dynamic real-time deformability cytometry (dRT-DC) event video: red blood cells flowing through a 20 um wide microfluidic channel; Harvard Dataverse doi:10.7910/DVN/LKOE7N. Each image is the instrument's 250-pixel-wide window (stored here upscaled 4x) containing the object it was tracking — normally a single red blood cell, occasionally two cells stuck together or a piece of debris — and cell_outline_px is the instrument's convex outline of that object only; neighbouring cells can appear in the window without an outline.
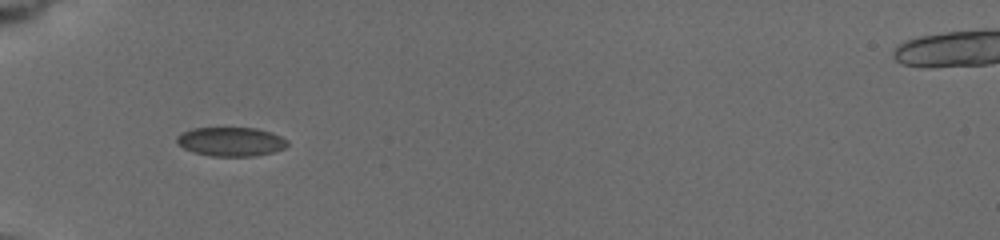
{"species": "common noctule bat (a hibernating species)", "species_latin": "Nyctalus noctula", "temperature_condition": "cold", "stored_images_in_passage": 21, "camera_frame_rate_fps": 3000, "um_per_image_px": 0.085, "animal": {"sex": "female", "body_mass_g": 19.5, "forearm_length_mm": 54.1}, "frame": {"image": 1, "passage_image": 1, "time_ms": 0.0, "image_size_px": [1000, 240], "cell_outline_px": [[288, 144], [284, 148], [272, 152], [252, 156], [212, 156], [192, 152], [176, 144], [176, 136], [180, 132], [192, 128], [256, 128], [272, 132], [288, 140]], "centroid_in_image_um": [19.58, 12.03], "position_along_channel_um": 65.4, "area_um2": 18.84}}
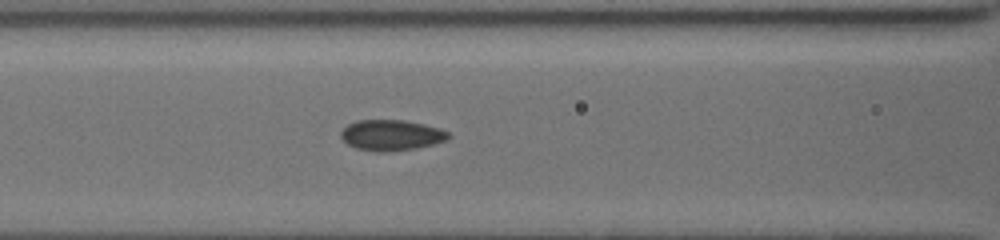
{"frame": {"image": 2, "passage_image": 13, "time_ms": 2.0, "image_size_px": [1000, 240], "cell_outline_px": [[452, 136], [448, 140], [416, 148], [392, 152], [376, 152], [356, 148], [348, 144], [340, 136], [340, 132], [348, 124], [356, 120], [404, 120], [424, 124], [440, 128], [448, 132]], "centroid_in_image_um": [33.27, 11.49], "position_along_channel_um": 133.3, "area_um2": 19.42}}
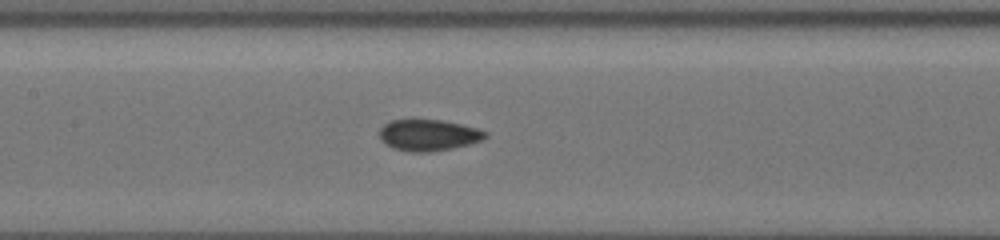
{"frame": {"image": 3, "passage_image": 19, "time_ms": 3.0, "image_size_px": [1000, 240], "cell_outline_px": [[488, 136], [484, 140], [452, 148], [428, 152], [412, 152], [392, 148], [380, 140], [380, 128], [384, 124], [392, 120], [440, 120], [460, 124], [476, 128], [488, 132]], "centroid_in_image_um": [36.42, 11.49], "position_along_channel_um": 171.0, "area_um2": 19.25}}